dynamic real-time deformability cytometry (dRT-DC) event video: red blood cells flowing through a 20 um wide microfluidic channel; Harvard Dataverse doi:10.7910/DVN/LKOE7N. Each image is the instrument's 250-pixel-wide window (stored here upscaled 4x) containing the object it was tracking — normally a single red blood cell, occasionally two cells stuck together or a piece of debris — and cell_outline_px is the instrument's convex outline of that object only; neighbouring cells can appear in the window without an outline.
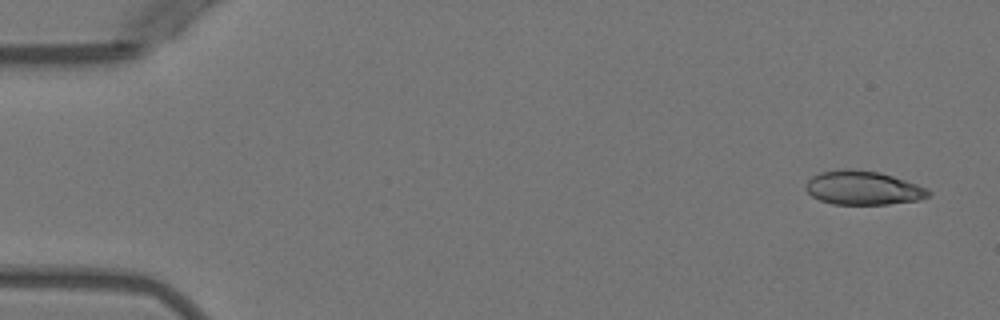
{"species": "Egyptian fruit bat (a non-hibernating species)", "species_latin": "Rousettus aegyptiacus", "temperature_condition": "warm", "stored_images_in_passage": 5, "camera_frame_rate_fps": 3000, "um_per_image_px": 0.085, "animal": {"sex": "female"}, "frame": {"image": 1, "passage_image": 1, "time_ms": 0.0, "image_size_px": [1000, 320], "cell_outline_px": [[932, 192], [928, 196], [920, 200], [888, 204], [832, 204], [820, 200], [812, 196], [804, 188], [804, 184], [812, 176], [820, 172], [840, 168], [852, 168], [880, 172], [928, 188]], "centroid_in_image_um": [73.33, 15.96], "position_along_channel_um": 11.7, "area_um2": 24.45}}
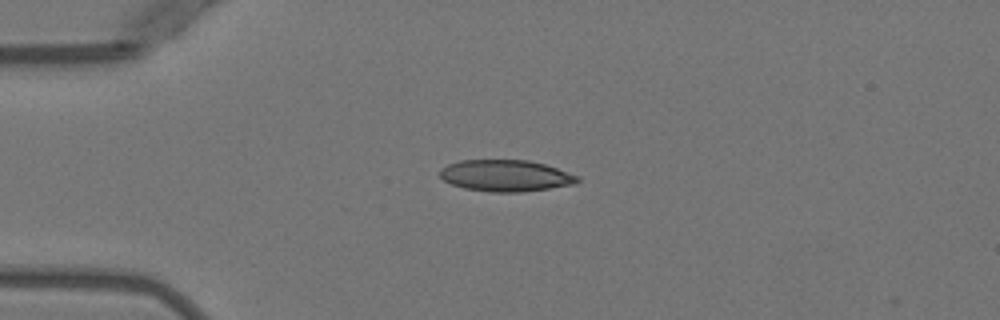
{"frame": {"image": 2, "passage_image": 4, "time_ms": 3.333, "image_size_px": [1000, 320], "cell_outline_px": [[580, 180], [576, 184], [520, 192], [492, 192], [464, 188], [452, 184], [444, 180], [440, 176], [440, 168], [448, 164], [460, 160], [528, 160], [544, 164], [580, 176]], "centroid_in_image_um": [42.98, 14.93], "position_along_channel_um": 42.0, "area_um2": 25.2}}